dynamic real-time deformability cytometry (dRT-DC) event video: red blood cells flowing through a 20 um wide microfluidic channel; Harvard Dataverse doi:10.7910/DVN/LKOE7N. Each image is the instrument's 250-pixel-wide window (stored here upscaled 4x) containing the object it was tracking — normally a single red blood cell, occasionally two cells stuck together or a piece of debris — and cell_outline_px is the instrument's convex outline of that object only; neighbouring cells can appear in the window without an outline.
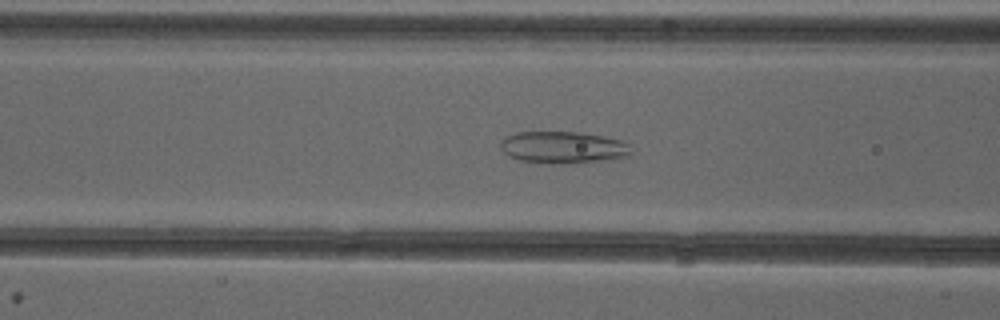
{"species": "common noctule bat (a hibernating species)", "species_latin": "Nyctalus noctula", "temperature_condition": "cold", "stored_images_in_passage": 40, "camera_frame_rate_fps": 3000, "um_per_image_px": 0.085, "animal": {"sex": "female"}, "frame": {"image": 1, "passage_image": 20, "time_ms": 6.333, "image_size_px": [1000, 320], "cell_outline_px": [[632, 156], [612, 160], [560, 164], [540, 164], [520, 160], [508, 156], [500, 148], [500, 140], [516, 132], [580, 132], [604, 136], [624, 140], [628, 144], [632, 152]], "centroid_in_image_um": [47.9, 12.54], "position_along_channel_um": 118.7, "area_um2": 24.97}}
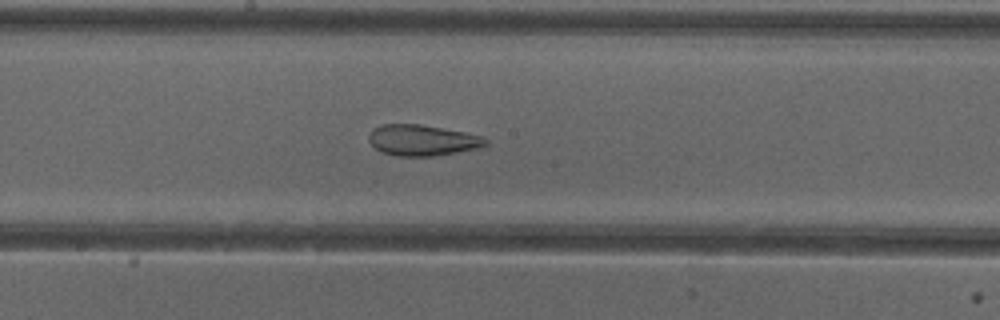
{"frame": {"image": 2, "passage_image": 27, "time_ms": 8.667, "image_size_px": [1000, 320], "cell_outline_px": [[488, 144], [480, 148], [432, 156], [396, 156], [380, 152], [368, 140], [368, 136], [372, 128], [380, 124], [420, 124], [464, 132], [484, 136], [488, 140]], "centroid_in_image_um": [35.89, 11.91], "position_along_channel_um": 212.3, "area_um2": 21.21}}
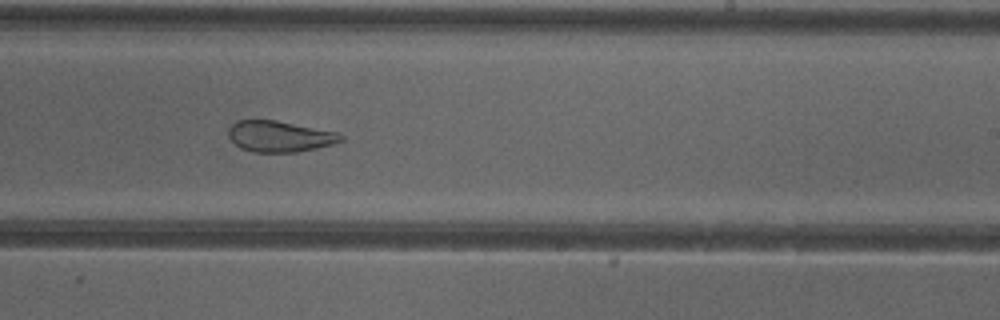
{"frame": {"image": 3, "passage_image": 31, "time_ms": 10.0, "image_size_px": [1000, 320], "cell_outline_px": [[344, 140], [336, 144], [296, 152], [252, 152], [240, 148], [228, 136], [228, 128], [236, 120], [276, 120], [336, 132], [344, 136]], "centroid_in_image_um": [23.77, 11.59], "position_along_channel_um": 265.2, "area_um2": 20.4}}